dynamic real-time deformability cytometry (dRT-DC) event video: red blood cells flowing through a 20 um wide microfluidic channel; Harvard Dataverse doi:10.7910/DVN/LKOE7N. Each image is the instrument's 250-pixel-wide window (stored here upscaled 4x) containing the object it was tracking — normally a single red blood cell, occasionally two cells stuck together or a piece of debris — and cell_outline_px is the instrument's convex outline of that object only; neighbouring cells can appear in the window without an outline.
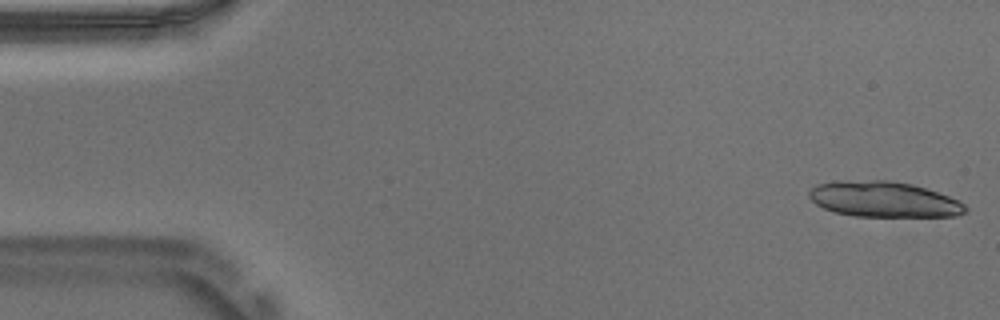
{"species": "Egyptian fruit bat (a non-hibernating species)", "species_latin": "Rousettus aegyptiacus", "temperature_condition": "warm", "stored_images_in_passage": 20, "camera_frame_rate_fps": 3000, "um_per_image_px": 0.085, "animal": {"sex": "male"}, "frame": {"image": 1, "passage_image": 1, "time_ms": 0.0, "image_size_px": [1000, 320], "cell_outline_px": [[968, 212], [956, 216], [856, 216], [836, 212], [824, 208], [816, 204], [808, 196], [808, 192], [816, 184], [848, 180], [888, 180], [912, 184], [960, 200], [968, 208]], "centroid_in_image_um": [75.14, 16.94], "position_along_channel_um": 9.9, "area_um2": 32.31}}